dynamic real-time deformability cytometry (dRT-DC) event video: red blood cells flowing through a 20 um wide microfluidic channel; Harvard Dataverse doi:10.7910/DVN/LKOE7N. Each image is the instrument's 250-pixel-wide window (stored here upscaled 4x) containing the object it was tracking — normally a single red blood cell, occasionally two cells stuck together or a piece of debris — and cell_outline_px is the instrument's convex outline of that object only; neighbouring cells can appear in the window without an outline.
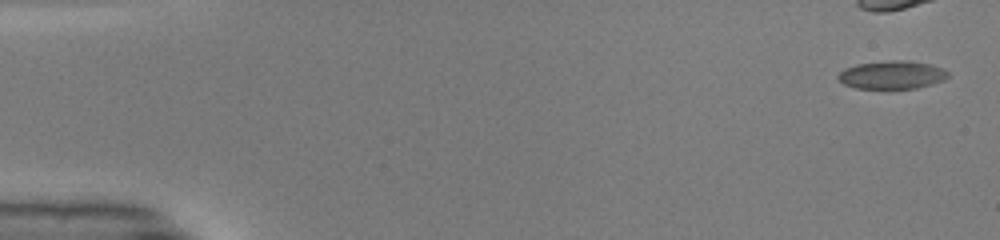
{"species": "common noctule bat (a hibernating species)", "species_latin": "Nyctalus noctula", "temperature_condition": "warm", "stored_images_in_passage": 49, "segment_of_instrument_passage": [1, 2], "camera_frame_rate_fps": 3000, "um_per_image_px": 0.085, "animal": {"sex": "male", "body_mass_g": 19.0, "forearm_length_mm": 50.8}, "frame": {"image": 1, "passage_image": 1, "time_ms": 0.0, "image_size_px": [1000, 240], "cell_outline_px": [[948, 76], [944, 80], [932, 84], [916, 88], [888, 92], [856, 88], [844, 84], [836, 76], [844, 68], [856, 64], [892, 60], [908, 60], [928, 64], [940, 68], [948, 72]], "centroid_in_image_um": [75.77, 6.42], "position_along_channel_um": 9.2, "area_um2": 18.73}}